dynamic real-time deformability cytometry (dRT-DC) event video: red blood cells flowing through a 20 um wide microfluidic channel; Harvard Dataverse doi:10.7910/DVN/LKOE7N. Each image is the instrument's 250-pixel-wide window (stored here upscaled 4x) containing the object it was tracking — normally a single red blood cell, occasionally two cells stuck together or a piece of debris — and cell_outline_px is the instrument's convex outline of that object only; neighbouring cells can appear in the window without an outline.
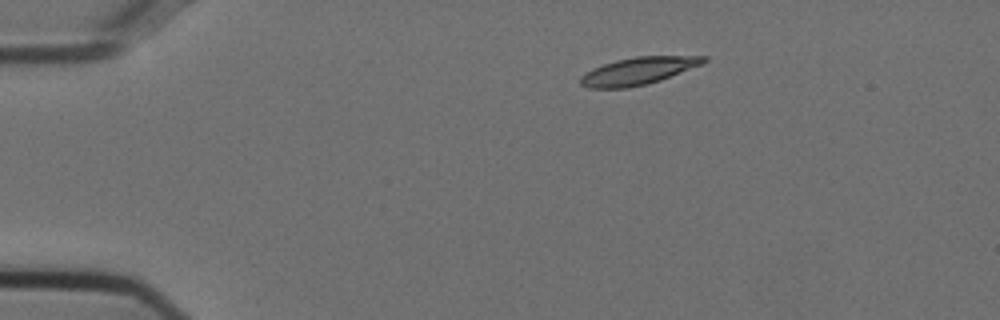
{"species": "Egyptian fruit bat (a non-hibernating species)", "species_latin": "Rousettus aegyptiacus", "temperature_condition": "cold", "stored_images_in_passage": 46, "camera_frame_rate_fps": 3000, "um_per_image_px": 0.085, "animal": {"sex": "female"}, "frame": {"image": 1, "passage_image": 1, "time_ms": 0.0, "image_size_px": [1000, 320], "cell_outline_px": [[708, 60], [700, 64], [660, 80], [648, 84], [628, 88], [588, 88], [580, 84], [580, 76], [592, 68], [616, 60], [636, 56], [708, 56]], "centroid_in_image_um": [54.2, 6.03], "position_along_channel_um": 30.8, "area_um2": 19.48}}
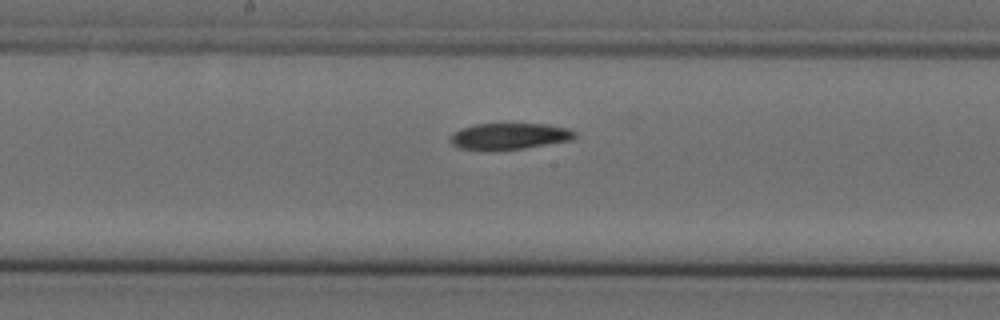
{"frame": {"image": 2, "passage_image": 20, "time_ms": 6.333, "image_size_px": [1000, 320], "cell_outline_px": [[576, 136], [572, 140], [524, 148], [492, 152], [488, 152], [460, 148], [452, 144], [448, 140], [452, 132], [460, 128], [476, 124], [548, 124], [568, 128], [576, 132]], "centroid_in_image_um": [43.24, 11.6], "position_along_channel_um": 205.0, "area_um2": 19.65}}
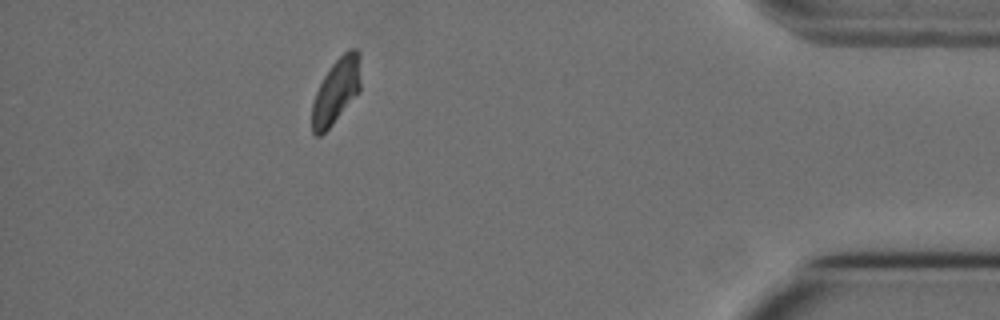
{"frame": {"image": 3, "passage_image": 40, "time_ms": 13.0, "image_size_px": [1000, 320], "cell_outline_px": [[360, 92], [332, 124], [320, 136], [316, 136], [312, 132], [312, 104], [316, 92], [324, 76], [332, 64], [348, 48], [356, 48], [360, 52]], "centroid_in_image_um": [28.6, 7.71], "position_along_channel_um": 406.6, "area_um2": 18.5}, "authors_computed_cell_mechanics": {"area_um2": 19.7098, "velocity_mm_per_s": 3.7057, "shape_relaxation_time_tau1_ms": 10.3017, "shape_relaxation_time_tau2_ms": null, "deformation_change_tau1": 0.2098, "deformation_change_tau2": null}}